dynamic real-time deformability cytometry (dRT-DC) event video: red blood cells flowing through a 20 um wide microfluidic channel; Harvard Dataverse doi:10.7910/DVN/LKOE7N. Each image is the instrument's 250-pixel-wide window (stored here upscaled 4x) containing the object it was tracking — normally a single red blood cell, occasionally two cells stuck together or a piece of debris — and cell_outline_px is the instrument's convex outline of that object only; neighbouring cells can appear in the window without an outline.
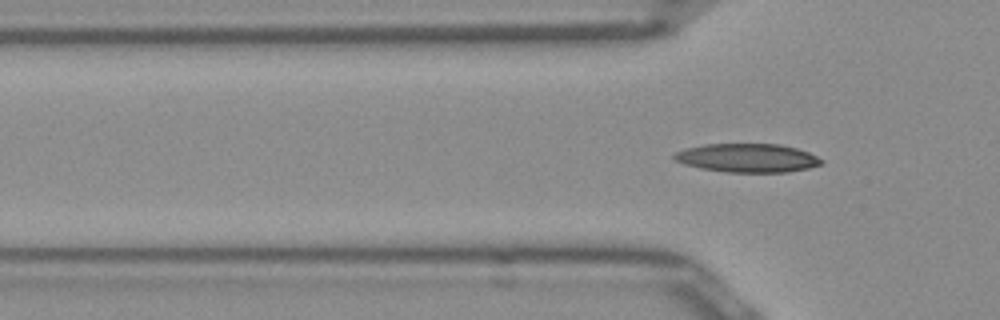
{"species": "Egyptian fruit bat (a non-hibernating species)", "species_latin": "Rousettus aegyptiacus", "temperature_condition": "room temperature", "stored_images_in_passage": 6, "camera_frame_rate_fps": 3000, "um_per_image_px": 0.085, "frame": {"image": 1, "passage_image": 2, "time_ms": 0.333, "image_size_px": [1000, 320], "cell_outline_px": [[824, 160], [820, 164], [808, 168], [788, 172], [728, 172], [700, 168], [684, 164], [676, 160], [672, 156], [676, 152], [688, 148], [708, 144], [780, 144], [796, 148], [808, 152]], "centroid_in_image_um": [63.55, 13.43], "position_along_channel_um": 62.3, "area_um2": 24.33}}